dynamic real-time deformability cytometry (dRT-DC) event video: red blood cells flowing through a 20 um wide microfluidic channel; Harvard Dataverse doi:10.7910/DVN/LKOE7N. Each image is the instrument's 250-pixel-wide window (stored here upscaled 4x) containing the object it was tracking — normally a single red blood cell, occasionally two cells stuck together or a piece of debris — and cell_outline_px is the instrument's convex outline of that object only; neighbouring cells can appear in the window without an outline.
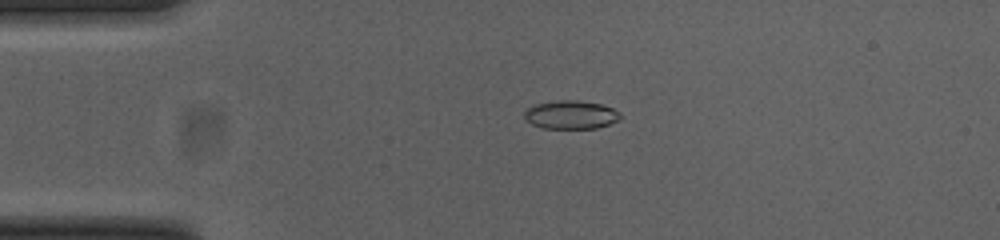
{"species": "common noctule bat (a hibernating species)", "species_latin": "Nyctalus noctula", "temperature_condition": "cold", "stored_images_in_passage": 47, "camera_frame_rate_fps": 3000, "um_per_image_px": 0.085, "animal": {"sex": "female", "body_mass_g": 23.0, "forearm_length_mm": 53.4}, "frame": {"image": 1, "passage_image": 6, "time_ms": 1.667, "image_size_px": [1000, 240], "cell_outline_px": [[624, 116], [620, 120], [596, 128], [544, 128], [532, 124], [524, 116], [524, 112], [528, 108], [536, 104], [556, 100], [576, 100], [600, 104], [612, 108], [620, 112]], "centroid_in_image_um": [48.57, 9.75], "position_along_channel_um": 36.4, "area_um2": 15.84}}
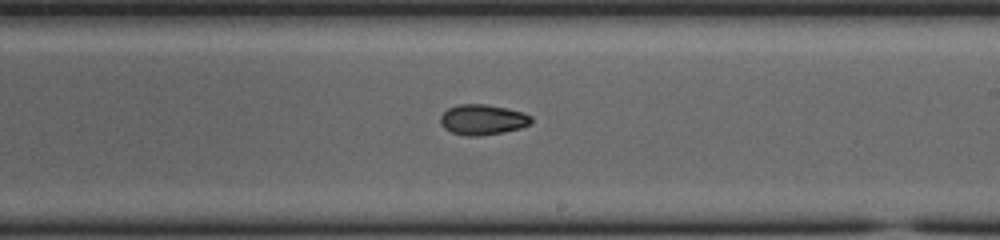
{"frame": {"image": 2, "passage_image": 25, "time_ms": 8.0, "image_size_px": [1000, 240], "cell_outline_px": [[532, 120], [528, 124], [520, 128], [504, 132], [476, 136], [468, 136], [452, 132], [444, 128], [440, 124], [440, 116], [448, 108], [456, 104], [484, 104], [524, 112], [532, 116]], "centroid_in_image_um": [41.0, 10.16], "position_along_channel_um": 248.0, "area_um2": 16.01}}
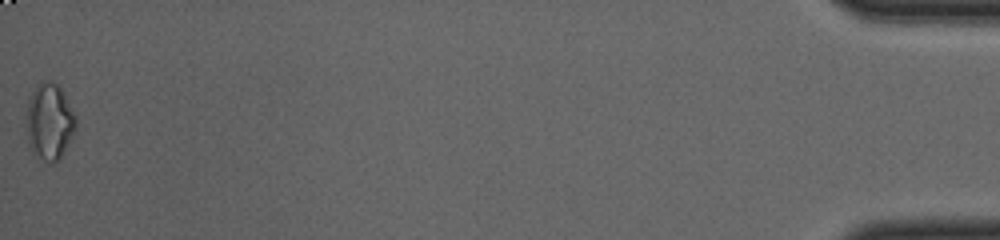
{"frame": {"image": 3, "passage_image": 47, "time_ms": 15.333, "image_size_px": [1000, 240], "cell_outline_px": [[76, 124], [60, 156], [56, 160], [44, 160], [32, 148], [28, 140], [28, 100], [32, 92], [40, 84], [48, 80], [56, 84], [60, 88], [76, 116]], "centroid_in_image_um": [4.21, 10.27], "position_along_channel_um": 431.0, "area_um2": 20.52}, "authors_computed_cell_mechanics": {"area_um2": 15.895, "velocity_mm_per_s": 3.8794, "shape_relaxation_time_tau1_ms": null, "shape_relaxation_time_tau2_ms": 5.3861, "deformation_change_tau1": null, "deformation_change_tau2": 0.0859}}